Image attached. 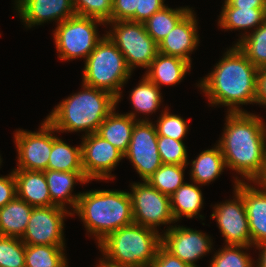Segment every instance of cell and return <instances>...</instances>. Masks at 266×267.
I'll list each match as a JSON object with an SVG mask.
<instances>
[{"instance_id":"1","label":"cell","mask_w":266,"mask_h":267,"mask_svg":"<svg viewBox=\"0 0 266 267\" xmlns=\"http://www.w3.org/2000/svg\"><path fill=\"white\" fill-rule=\"evenodd\" d=\"M223 135L218 140L226 167L248 182H257L266 167V125L248 112L227 113Z\"/></svg>"},{"instance_id":"2","label":"cell","mask_w":266,"mask_h":267,"mask_svg":"<svg viewBox=\"0 0 266 267\" xmlns=\"http://www.w3.org/2000/svg\"><path fill=\"white\" fill-rule=\"evenodd\" d=\"M258 71L235 44L216 63L213 71L202 78L198 87L209 104L227 106L229 113L247 112L239 105L256 103Z\"/></svg>"},{"instance_id":"3","label":"cell","mask_w":266,"mask_h":267,"mask_svg":"<svg viewBox=\"0 0 266 267\" xmlns=\"http://www.w3.org/2000/svg\"><path fill=\"white\" fill-rule=\"evenodd\" d=\"M83 91L62 100L46 120L56 132H97L99 125L116 107L117 98L110 92L82 84Z\"/></svg>"},{"instance_id":"4","label":"cell","mask_w":266,"mask_h":267,"mask_svg":"<svg viewBox=\"0 0 266 267\" xmlns=\"http://www.w3.org/2000/svg\"><path fill=\"white\" fill-rule=\"evenodd\" d=\"M74 213L98 244L114 231L134 223L129 192L121 190L83 192Z\"/></svg>"},{"instance_id":"5","label":"cell","mask_w":266,"mask_h":267,"mask_svg":"<svg viewBox=\"0 0 266 267\" xmlns=\"http://www.w3.org/2000/svg\"><path fill=\"white\" fill-rule=\"evenodd\" d=\"M162 244V235L138 224L122 227L98 244L106 267H149Z\"/></svg>"},{"instance_id":"6","label":"cell","mask_w":266,"mask_h":267,"mask_svg":"<svg viewBox=\"0 0 266 267\" xmlns=\"http://www.w3.org/2000/svg\"><path fill=\"white\" fill-rule=\"evenodd\" d=\"M132 71L117 45L105 34L85 60L83 83L110 92L120 102L121 89Z\"/></svg>"},{"instance_id":"7","label":"cell","mask_w":266,"mask_h":267,"mask_svg":"<svg viewBox=\"0 0 266 267\" xmlns=\"http://www.w3.org/2000/svg\"><path fill=\"white\" fill-rule=\"evenodd\" d=\"M106 25L103 21L75 15L57 24L54 40L60 60L86 59L95 46L103 39L99 37L97 24Z\"/></svg>"},{"instance_id":"8","label":"cell","mask_w":266,"mask_h":267,"mask_svg":"<svg viewBox=\"0 0 266 267\" xmlns=\"http://www.w3.org/2000/svg\"><path fill=\"white\" fill-rule=\"evenodd\" d=\"M113 30L107 36L117 45L125 57L128 68H149L158 54V44L146 32L144 23L133 21H111Z\"/></svg>"},{"instance_id":"9","label":"cell","mask_w":266,"mask_h":267,"mask_svg":"<svg viewBox=\"0 0 266 267\" xmlns=\"http://www.w3.org/2000/svg\"><path fill=\"white\" fill-rule=\"evenodd\" d=\"M131 186L129 195L135 224L158 231L156 227L160 224L175 223L169 196L159 192L147 181Z\"/></svg>"},{"instance_id":"10","label":"cell","mask_w":266,"mask_h":267,"mask_svg":"<svg viewBox=\"0 0 266 267\" xmlns=\"http://www.w3.org/2000/svg\"><path fill=\"white\" fill-rule=\"evenodd\" d=\"M157 130L149 120H137L129 148L124 154L133 164L142 181H147L163 164L157 147Z\"/></svg>"},{"instance_id":"11","label":"cell","mask_w":266,"mask_h":267,"mask_svg":"<svg viewBox=\"0 0 266 267\" xmlns=\"http://www.w3.org/2000/svg\"><path fill=\"white\" fill-rule=\"evenodd\" d=\"M68 214L73 216L72 212L56 205L34 207L21 241L25 245H65L63 220Z\"/></svg>"},{"instance_id":"12","label":"cell","mask_w":266,"mask_h":267,"mask_svg":"<svg viewBox=\"0 0 266 267\" xmlns=\"http://www.w3.org/2000/svg\"><path fill=\"white\" fill-rule=\"evenodd\" d=\"M82 167L88 181L114 178L111 171L124 154L96 132L83 135L81 143Z\"/></svg>"},{"instance_id":"13","label":"cell","mask_w":266,"mask_h":267,"mask_svg":"<svg viewBox=\"0 0 266 267\" xmlns=\"http://www.w3.org/2000/svg\"><path fill=\"white\" fill-rule=\"evenodd\" d=\"M15 144L18 152V167L29 171L48 170L52 151V125L45 119L38 132L16 130Z\"/></svg>"},{"instance_id":"14","label":"cell","mask_w":266,"mask_h":267,"mask_svg":"<svg viewBox=\"0 0 266 267\" xmlns=\"http://www.w3.org/2000/svg\"><path fill=\"white\" fill-rule=\"evenodd\" d=\"M234 199L216 204L211 214L216 219L226 245L251 246V235L242 195L234 188Z\"/></svg>"},{"instance_id":"15","label":"cell","mask_w":266,"mask_h":267,"mask_svg":"<svg viewBox=\"0 0 266 267\" xmlns=\"http://www.w3.org/2000/svg\"><path fill=\"white\" fill-rule=\"evenodd\" d=\"M162 234V246L171 254L189 264L197 267L195 261L209 253L212 249L211 237L201 231L184 226H169ZM164 235V236H163Z\"/></svg>"},{"instance_id":"16","label":"cell","mask_w":266,"mask_h":267,"mask_svg":"<svg viewBox=\"0 0 266 267\" xmlns=\"http://www.w3.org/2000/svg\"><path fill=\"white\" fill-rule=\"evenodd\" d=\"M18 15L28 28L57 20V24L76 15L72 0H16Z\"/></svg>"},{"instance_id":"17","label":"cell","mask_w":266,"mask_h":267,"mask_svg":"<svg viewBox=\"0 0 266 267\" xmlns=\"http://www.w3.org/2000/svg\"><path fill=\"white\" fill-rule=\"evenodd\" d=\"M235 189L242 195L244 200L249 230L251 235V246L266 241V188L261 185L256 189L247 182L235 178Z\"/></svg>"},{"instance_id":"18","label":"cell","mask_w":266,"mask_h":267,"mask_svg":"<svg viewBox=\"0 0 266 267\" xmlns=\"http://www.w3.org/2000/svg\"><path fill=\"white\" fill-rule=\"evenodd\" d=\"M191 10L158 44V52L180 57L191 64L189 56L199 43L197 20Z\"/></svg>"},{"instance_id":"19","label":"cell","mask_w":266,"mask_h":267,"mask_svg":"<svg viewBox=\"0 0 266 267\" xmlns=\"http://www.w3.org/2000/svg\"><path fill=\"white\" fill-rule=\"evenodd\" d=\"M45 179L48 185L51 197V205L60 206L66 209V203L75 210L81 192L73 194V186L79 181L80 183H88L84 172H63L55 170H45Z\"/></svg>"},{"instance_id":"20","label":"cell","mask_w":266,"mask_h":267,"mask_svg":"<svg viewBox=\"0 0 266 267\" xmlns=\"http://www.w3.org/2000/svg\"><path fill=\"white\" fill-rule=\"evenodd\" d=\"M17 197L33 207L51 206V197L44 171L13 169Z\"/></svg>"},{"instance_id":"21","label":"cell","mask_w":266,"mask_h":267,"mask_svg":"<svg viewBox=\"0 0 266 267\" xmlns=\"http://www.w3.org/2000/svg\"><path fill=\"white\" fill-rule=\"evenodd\" d=\"M114 108L99 125L97 134L125 154L129 148L136 119V112L118 114Z\"/></svg>"},{"instance_id":"22","label":"cell","mask_w":266,"mask_h":267,"mask_svg":"<svg viewBox=\"0 0 266 267\" xmlns=\"http://www.w3.org/2000/svg\"><path fill=\"white\" fill-rule=\"evenodd\" d=\"M190 68L191 64L186 60L158 52L144 75L161 88L163 84L172 86L180 83Z\"/></svg>"},{"instance_id":"23","label":"cell","mask_w":266,"mask_h":267,"mask_svg":"<svg viewBox=\"0 0 266 267\" xmlns=\"http://www.w3.org/2000/svg\"><path fill=\"white\" fill-rule=\"evenodd\" d=\"M33 208L17 196L0 208V235L21 238L26 231Z\"/></svg>"},{"instance_id":"24","label":"cell","mask_w":266,"mask_h":267,"mask_svg":"<svg viewBox=\"0 0 266 267\" xmlns=\"http://www.w3.org/2000/svg\"><path fill=\"white\" fill-rule=\"evenodd\" d=\"M191 164V179L199 186L214 181L226 168L225 160L218 144L215 148L202 151Z\"/></svg>"},{"instance_id":"25","label":"cell","mask_w":266,"mask_h":267,"mask_svg":"<svg viewBox=\"0 0 266 267\" xmlns=\"http://www.w3.org/2000/svg\"><path fill=\"white\" fill-rule=\"evenodd\" d=\"M52 126V151L49 156L48 169L63 172H84L82 167L81 145L71 147L56 136Z\"/></svg>"},{"instance_id":"26","label":"cell","mask_w":266,"mask_h":267,"mask_svg":"<svg viewBox=\"0 0 266 267\" xmlns=\"http://www.w3.org/2000/svg\"><path fill=\"white\" fill-rule=\"evenodd\" d=\"M194 184L184 183L170 196L171 212L176 222L182 216L195 217L203 206L202 192L197 183Z\"/></svg>"},{"instance_id":"27","label":"cell","mask_w":266,"mask_h":267,"mask_svg":"<svg viewBox=\"0 0 266 267\" xmlns=\"http://www.w3.org/2000/svg\"><path fill=\"white\" fill-rule=\"evenodd\" d=\"M191 10L188 7L172 9L164 6L144 22L146 32L159 44Z\"/></svg>"},{"instance_id":"28","label":"cell","mask_w":266,"mask_h":267,"mask_svg":"<svg viewBox=\"0 0 266 267\" xmlns=\"http://www.w3.org/2000/svg\"><path fill=\"white\" fill-rule=\"evenodd\" d=\"M219 17L218 25L223 29L255 30L266 20V8H223Z\"/></svg>"},{"instance_id":"29","label":"cell","mask_w":266,"mask_h":267,"mask_svg":"<svg viewBox=\"0 0 266 267\" xmlns=\"http://www.w3.org/2000/svg\"><path fill=\"white\" fill-rule=\"evenodd\" d=\"M65 245H25V267H68Z\"/></svg>"},{"instance_id":"30","label":"cell","mask_w":266,"mask_h":267,"mask_svg":"<svg viewBox=\"0 0 266 267\" xmlns=\"http://www.w3.org/2000/svg\"><path fill=\"white\" fill-rule=\"evenodd\" d=\"M245 34L235 44L257 69L266 68V20L253 33Z\"/></svg>"},{"instance_id":"31","label":"cell","mask_w":266,"mask_h":267,"mask_svg":"<svg viewBox=\"0 0 266 267\" xmlns=\"http://www.w3.org/2000/svg\"><path fill=\"white\" fill-rule=\"evenodd\" d=\"M160 88L145 75L130 94L131 103L136 112L143 114L155 113L162 103Z\"/></svg>"},{"instance_id":"32","label":"cell","mask_w":266,"mask_h":267,"mask_svg":"<svg viewBox=\"0 0 266 267\" xmlns=\"http://www.w3.org/2000/svg\"><path fill=\"white\" fill-rule=\"evenodd\" d=\"M184 168L186 165L162 164L147 180L154 188L162 194L171 196L184 180Z\"/></svg>"},{"instance_id":"33","label":"cell","mask_w":266,"mask_h":267,"mask_svg":"<svg viewBox=\"0 0 266 267\" xmlns=\"http://www.w3.org/2000/svg\"><path fill=\"white\" fill-rule=\"evenodd\" d=\"M249 247L251 246L225 245L214 254L210 267H254L249 254L242 250Z\"/></svg>"},{"instance_id":"34","label":"cell","mask_w":266,"mask_h":267,"mask_svg":"<svg viewBox=\"0 0 266 267\" xmlns=\"http://www.w3.org/2000/svg\"><path fill=\"white\" fill-rule=\"evenodd\" d=\"M0 267H25V244L20 238L0 235Z\"/></svg>"},{"instance_id":"35","label":"cell","mask_w":266,"mask_h":267,"mask_svg":"<svg viewBox=\"0 0 266 267\" xmlns=\"http://www.w3.org/2000/svg\"><path fill=\"white\" fill-rule=\"evenodd\" d=\"M157 147L163 164L188 165L187 149L183 141L158 136Z\"/></svg>"},{"instance_id":"36","label":"cell","mask_w":266,"mask_h":267,"mask_svg":"<svg viewBox=\"0 0 266 267\" xmlns=\"http://www.w3.org/2000/svg\"><path fill=\"white\" fill-rule=\"evenodd\" d=\"M72 4L78 16L111 22L113 0H72Z\"/></svg>"},{"instance_id":"37","label":"cell","mask_w":266,"mask_h":267,"mask_svg":"<svg viewBox=\"0 0 266 267\" xmlns=\"http://www.w3.org/2000/svg\"><path fill=\"white\" fill-rule=\"evenodd\" d=\"M155 127L158 136H167L178 141H183L188 132V123L182 117L170 114L168 110H164L159 116Z\"/></svg>"},{"instance_id":"38","label":"cell","mask_w":266,"mask_h":267,"mask_svg":"<svg viewBox=\"0 0 266 267\" xmlns=\"http://www.w3.org/2000/svg\"><path fill=\"white\" fill-rule=\"evenodd\" d=\"M139 0H113L111 21H129L138 8Z\"/></svg>"},{"instance_id":"39","label":"cell","mask_w":266,"mask_h":267,"mask_svg":"<svg viewBox=\"0 0 266 267\" xmlns=\"http://www.w3.org/2000/svg\"><path fill=\"white\" fill-rule=\"evenodd\" d=\"M164 6V0H139L135 15L129 21L144 23Z\"/></svg>"},{"instance_id":"40","label":"cell","mask_w":266,"mask_h":267,"mask_svg":"<svg viewBox=\"0 0 266 267\" xmlns=\"http://www.w3.org/2000/svg\"><path fill=\"white\" fill-rule=\"evenodd\" d=\"M17 196L16 181L13 170L8 176L0 177V208L4 207Z\"/></svg>"},{"instance_id":"41","label":"cell","mask_w":266,"mask_h":267,"mask_svg":"<svg viewBox=\"0 0 266 267\" xmlns=\"http://www.w3.org/2000/svg\"><path fill=\"white\" fill-rule=\"evenodd\" d=\"M149 267H192L183 262L170 252H168L162 245L159 247L155 259Z\"/></svg>"},{"instance_id":"42","label":"cell","mask_w":266,"mask_h":267,"mask_svg":"<svg viewBox=\"0 0 266 267\" xmlns=\"http://www.w3.org/2000/svg\"><path fill=\"white\" fill-rule=\"evenodd\" d=\"M222 8H266V0H225Z\"/></svg>"},{"instance_id":"43","label":"cell","mask_w":266,"mask_h":267,"mask_svg":"<svg viewBox=\"0 0 266 267\" xmlns=\"http://www.w3.org/2000/svg\"><path fill=\"white\" fill-rule=\"evenodd\" d=\"M266 106V68L259 69L256 104Z\"/></svg>"},{"instance_id":"44","label":"cell","mask_w":266,"mask_h":267,"mask_svg":"<svg viewBox=\"0 0 266 267\" xmlns=\"http://www.w3.org/2000/svg\"><path fill=\"white\" fill-rule=\"evenodd\" d=\"M255 246L257 247V249H259V251L261 250L256 267H266V241L261 242Z\"/></svg>"},{"instance_id":"45","label":"cell","mask_w":266,"mask_h":267,"mask_svg":"<svg viewBox=\"0 0 266 267\" xmlns=\"http://www.w3.org/2000/svg\"><path fill=\"white\" fill-rule=\"evenodd\" d=\"M254 184H259L262 187L266 188V167H265V171H264L263 175L261 176V178L257 182H254Z\"/></svg>"},{"instance_id":"46","label":"cell","mask_w":266,"mask_h":267,"mask_svg":"<svg viewBox=\"0 0 266 267\" xmlns=\"http://www.w3.org/2000/svg\"><path fill=\"white\" fill-rule=\"evenodd\" d=\"M98 266L97 267H106V266H104V265H101V264H97Z\"/></svg>"}]
</instances>
